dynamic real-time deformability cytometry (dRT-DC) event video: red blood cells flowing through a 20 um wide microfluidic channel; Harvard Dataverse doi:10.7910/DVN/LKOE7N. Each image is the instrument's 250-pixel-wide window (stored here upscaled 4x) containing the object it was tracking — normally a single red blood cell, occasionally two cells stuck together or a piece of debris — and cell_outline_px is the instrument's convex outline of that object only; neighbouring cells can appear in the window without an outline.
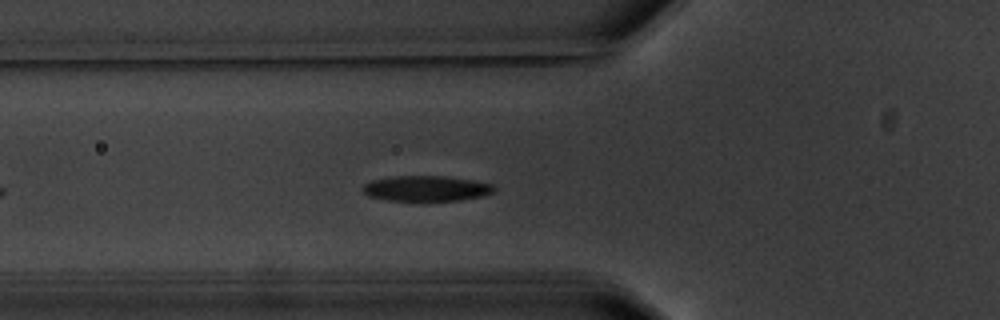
{"species": "common noctule bat (a hibernating species)", "species_latin": "Nyctalus noctula", "temperature_condition": "warm", "stored_images_in_passage": 4, "camera_frame_rate_fps": 3000, "um_per_image_px": 0.085, "animal": {"sex": "male", "body_mass_g": 20.1, "forearm_length_mm": 53.5}, "frame": {"image": 1, "passage_image": 4, "time_ms": 3.333, "image_size_px": [1000, 320], "cell_outline_px": [[496, 188], [492, 192], [484, 196], [460, 200], [388, 200], [368, 196], [360, 188], [364, 184], [372, 180], [392, 176], [444, 176], [472, 180], [492, 184]], "centroid_in_image_um": [36.21, 16.01], "position_along_channel_um": 89.6, "area_um2": 19.36}}